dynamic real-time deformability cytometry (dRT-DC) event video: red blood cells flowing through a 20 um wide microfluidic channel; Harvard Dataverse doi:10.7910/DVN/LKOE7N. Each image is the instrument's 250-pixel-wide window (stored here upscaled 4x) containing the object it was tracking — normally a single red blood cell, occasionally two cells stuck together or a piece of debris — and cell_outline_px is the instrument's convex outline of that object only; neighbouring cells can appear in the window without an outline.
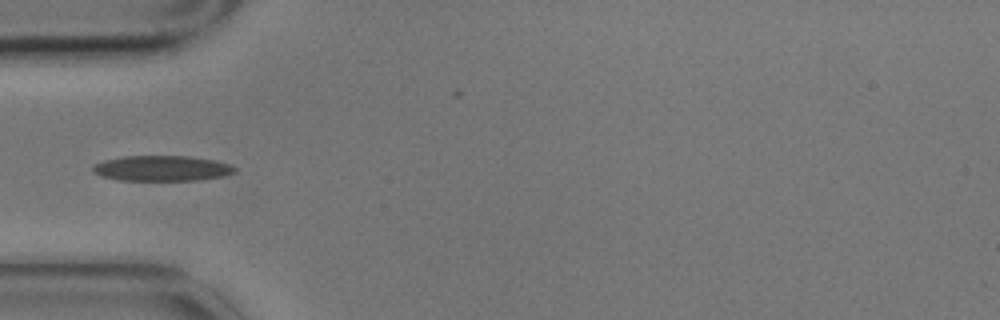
{"species": "common noctule bat (a hibernating species)", "species_latin": "Nyctalus noctula", "temperature_condition": "cold", "stored_images_in_passage": 10, "camera_frame_rate_fps": 3000, "um_per_image_px": 0.085, "animal": {"sex": "male", "body_mass_g": 17.9}, "frame": {"image": 1, "passage_image": 4, "time_ms": 1.0, "image_size_px": [1000, 320], "cell_outline_px": [[236, 172], [224, 176], [200, 180], [120, 180], [100, 176], [92, 172], [92, 164], [104, 160], [124, 156], [188, 156], [212, 160], [228, 164], [236, 168]], "centroid_in_image_um": [13.72, 14.31], "position_along_channel_um": 71.3, "area_um2": 21.04}}
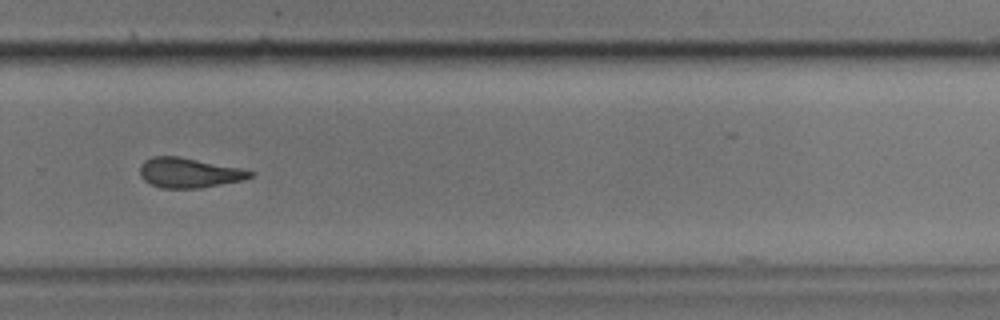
{"frame": {"image": 2, "passage_image": 10, "time_ms": 3.0, "image_size_px": [1000, 320], "cell_outline_px": [[256, 172], [252, 176], [244, 180], [200, 188], [160, 188], [144, 180], [140, 176], [140, 164], [144, 160], [152, 156], [180, 156], [240, 168]], "centroid_in_image_um": [16.06, 14.68], "position_along_channel_um": 313.7, "area_um2": 19.31}}